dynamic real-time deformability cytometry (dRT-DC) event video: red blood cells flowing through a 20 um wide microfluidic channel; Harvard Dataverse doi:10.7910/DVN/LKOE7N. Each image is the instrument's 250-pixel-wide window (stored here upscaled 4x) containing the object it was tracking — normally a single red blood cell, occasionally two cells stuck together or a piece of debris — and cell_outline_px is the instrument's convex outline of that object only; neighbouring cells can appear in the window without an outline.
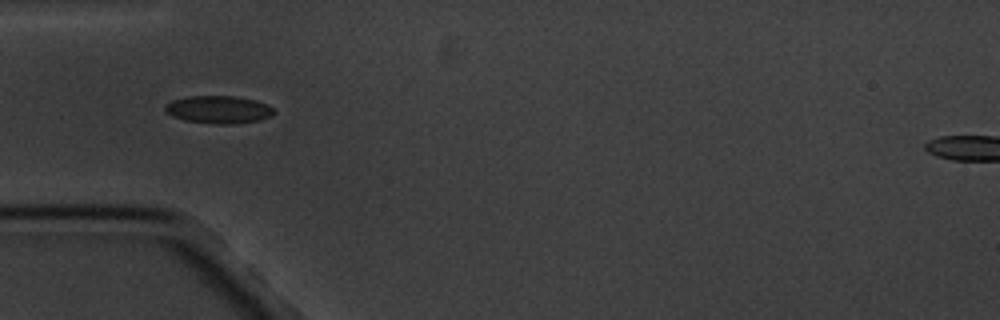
{"species": "common noctule bat (a hibernating species)", "species_latin": "Nyctalus noctula", "temperature_condition": "cold", "stored_images_in_passage": 4, "camera_frame_rate_fps": 3000, "um_per_image_px": 0.085, "animal": {"sex": "male", "body_mass_g": 20.1, "forearm_length_mm": 53.5}, "frame": {"image": 1, "passage_image": 3, "time_ms": 2.667, "image_size_px": [1000, 320], "cell_outline_px": [[276, 112], [272, 116], [260, 120], [236, 124], [216, 124], [184, 120], [172, 116], [164, 108], [164, 104], [172, 100], [188, 96], [236, 96], [252, 100], [264, 104], [272, 108]], "centroid_in_image_um": [18.56, 9.32], "position_along_channel_um": 66.4, "area_um2": 17.51}}